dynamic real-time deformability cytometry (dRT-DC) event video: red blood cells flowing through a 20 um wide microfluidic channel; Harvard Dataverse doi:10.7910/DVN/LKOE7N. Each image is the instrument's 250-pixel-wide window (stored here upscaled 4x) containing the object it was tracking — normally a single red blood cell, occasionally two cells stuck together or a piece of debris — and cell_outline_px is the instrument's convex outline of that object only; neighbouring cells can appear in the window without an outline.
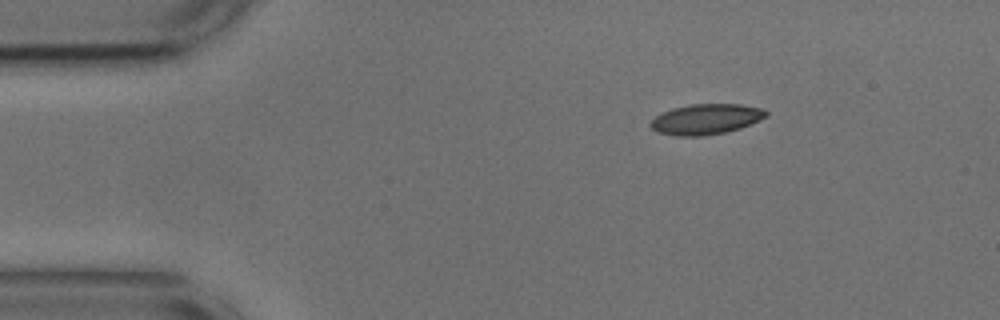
{"species": "common noctule bat (a hibernating species)", "species_latin": "Nyctalus noctula", "temperature_condition": "cold", "stored_images_in_passage": 47, "camera_frame_rate_fps": 3000, "um_per_image_px": 0.085, "animal": {"sex": "male", "body_mass_g": 17.9, "forearm_length_mm": 54.2}, "frame": {"image": 1, "passage_image": 1, "time_ms": 0.0, "image_size_px": [1000, 320], "cell_outline_px": [[768, 116], [740, 128], [724, 132], [700, 136], [676, 136], [656, 132], [648, 124], [656, 116], [672, 108], [692, 104], [740, 104], [764, 108], [768, 112]], "centroid_in_image_um": [60.01, 10.12], "position_along_channel_um": 25.0, "area_um2": 20.46}}
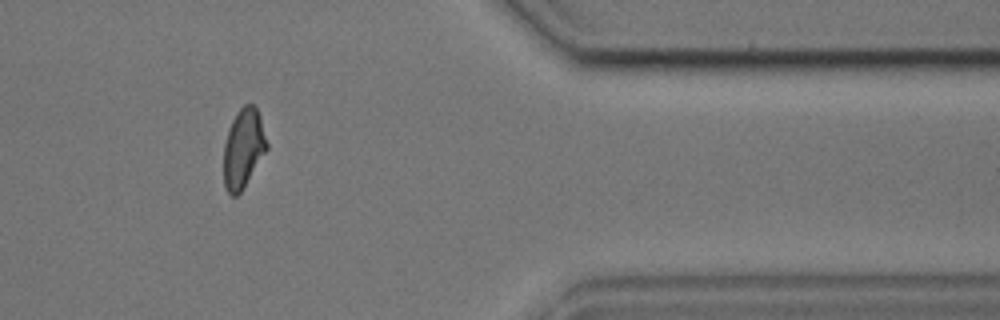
{"frame": {"image": 2, "passage_image": 38, "time_ms": 12.333, "image_size_px": [1000, 320], "cell_outline_px": [[268, 148], [240, 192], [236, 196], [232, 196], [224, 188], [224, 144], [228, 128], [236, 112], [244, 104], [252, 104], [256, 108], [260, 116], [268, 144]], "centroid_in_image_um": [20.67, 12.59], "position_along_channel_um": 390.7, "area_um2": 19.83}}
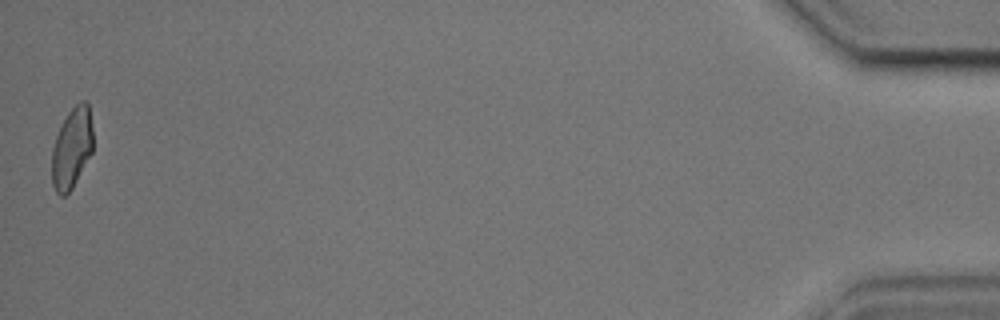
{"frame": {"image": 3, "passage_image": 47, "time_ms": 15.333, "image_size_px": [1000, 320], "cell_outline_px": [[92, 152], [72, 188], [64, 196], [60, 196], [56, 192], [52, 184], [52, 148], [56, 136], [68, 112], [80, 100], [84, 100], [88, 104], [92, 128]], "centroid_in_image_um": [6.1, 12.59], "position_along_channel_um": 429.1, "area_um2": 19.13}, "authors_computed_cell_mechanics": {"area_um2": 20.519, "velocity_mm_per_s": 3.646, "shape_relaxation_time_tau1_ms": 4.0054, "shape_relaxation_time_tau2_ms": 2.4045, "deformation_change_tau1": 0.1293, "deformation_change_tau2": 0.0698}}